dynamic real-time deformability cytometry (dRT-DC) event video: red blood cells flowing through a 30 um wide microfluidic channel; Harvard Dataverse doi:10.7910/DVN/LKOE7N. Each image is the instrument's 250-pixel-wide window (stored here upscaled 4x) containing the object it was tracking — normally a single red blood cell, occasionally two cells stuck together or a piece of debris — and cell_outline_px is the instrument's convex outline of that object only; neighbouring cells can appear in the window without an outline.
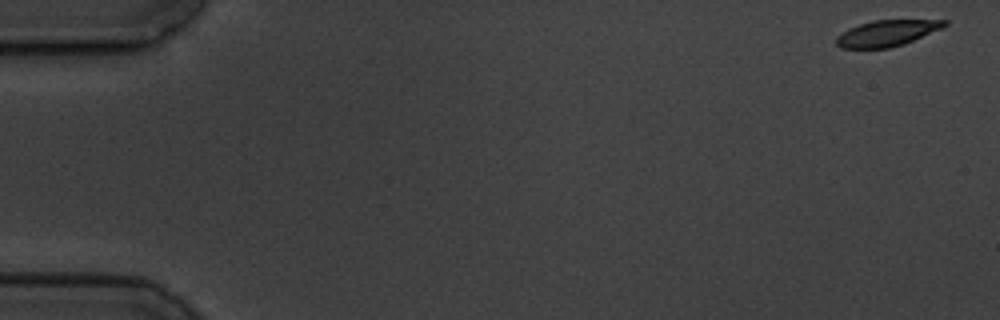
{"species": "common noctule bat (a hibernating species)", "species_latin": "Nyctalus noctula", "temperature_condition": "cold", "stored_images_in_passage": 8, "camera_frame_rate_fps": 3000, "um_per_image_px": 0.085, "animal": {"sex": "male", "body_mass_g": 19.5, "forearm_length_mm": 54.6}, "frame": {"image": 1, "passage_image": 1, "time_ms": 0.0, "image_size_px": [1000, 320], "cell_outline_px": [[948, 24], [944, 28], [904, 44], [888, 48], [840, 48], [836, 44], [836, 36], [848, 28], [872, 20], [948, 20]], "centroid_in_image_um": [75.4, 2.82], "position_along_channel_um": 9.6, "area_um2": 16.53}}
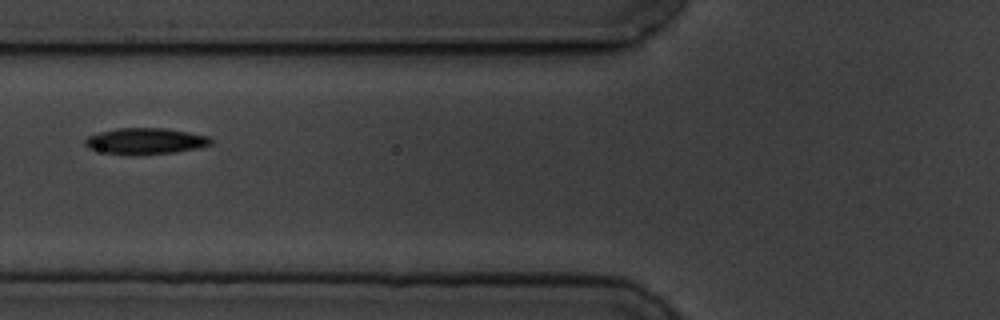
{"frame": {"image": 2, "passage_image": 7, "time_ms": 7.0, "image_size_px": [1000, 320], "cell_outline_px": [[212, 144], [196, 148], [176, 152], [104, 152], [88, 148], [84, 144], [84, 140], [88, 136], [100, 132], [116, 128], [164, 128], [188, 132], [208, 136], [212, 140]], "centroid_in_image_um": [12.37, 11.94], "position_along_channel_um": 113.4, "area_um2": 18.26}}
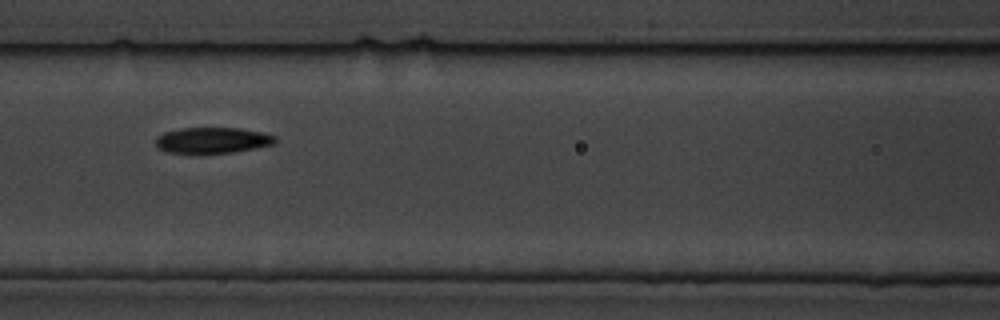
{"frame": {"image": 3, "passage_image": 8, "time_ms": 8.0, "image_size_px": [1000, 320], "cell_outline_px": [[276, 140], [272, 144], [256, 148], [236, 152], [196, 156], [192, 156], [168, 152], [156, 148], [156, 136], [164, 132], [180, 128], [240, 128], [264, 132], [276, 136]], "centroid_in_image_um": [18.0, 11.97], "position_along_channel_um": 148.6, "area_um2": 18.96}}